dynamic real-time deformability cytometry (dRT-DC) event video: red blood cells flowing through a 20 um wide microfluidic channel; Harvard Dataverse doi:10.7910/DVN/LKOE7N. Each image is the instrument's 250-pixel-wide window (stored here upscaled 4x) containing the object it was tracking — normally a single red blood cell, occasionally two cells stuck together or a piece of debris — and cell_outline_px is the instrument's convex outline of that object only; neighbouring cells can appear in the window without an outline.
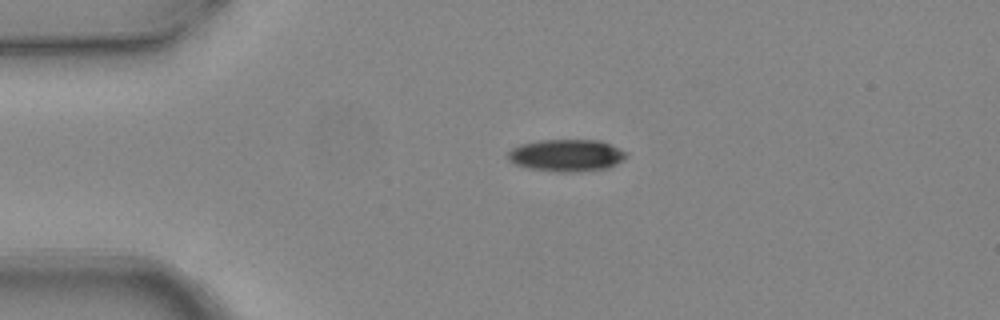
{"species": "common noctule bat (a hibernating species)", "species_latin": "Nyctalus noctula", "temperature_condition": "warm", "stored_images_in_passage": 2, "camera_frame_rate_fps": 3000, "um_per_image_px": 0.085, "animal": {"sex": "female", "body_mass_g": 24.6, "forearm_length_mm": 56.2}, "frame": {"image": 1, "passage_image": 1, "time_ms": 0.0, "image_size_px": [1000, 320], "cell_outline_px": [[628, 152], [624, 160], [608, 168], [576, 172], [556, 172], [528, 168], [516, 164], [508, 160], [508, 152], [512, 148], [520, 144], [540, 140], [600, 140]], "centroid_in_image_um": [48.16, 13.21], "position_along_channel_um": 36.8, "area_um2": 22.25}}